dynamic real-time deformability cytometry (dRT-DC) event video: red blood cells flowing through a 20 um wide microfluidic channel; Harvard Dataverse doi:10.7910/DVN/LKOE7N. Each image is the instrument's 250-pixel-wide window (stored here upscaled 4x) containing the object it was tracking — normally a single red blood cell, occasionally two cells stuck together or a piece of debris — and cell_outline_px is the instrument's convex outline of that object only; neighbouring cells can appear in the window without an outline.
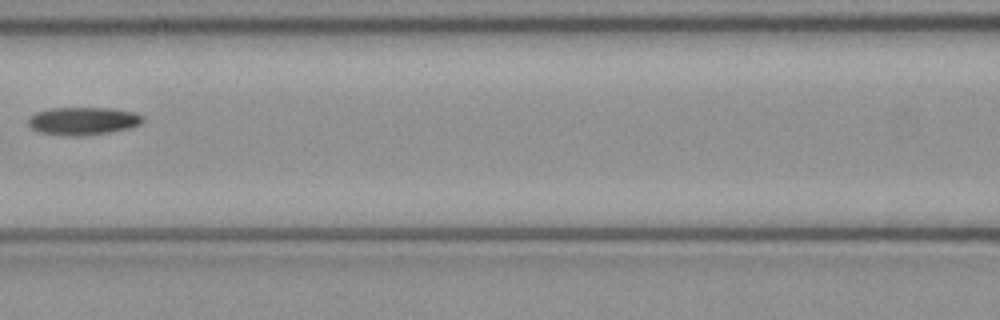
{"species": "common noctule bat (a hibernating species)", "species_latin": "Nyctalus noctula", "temperature_condition": "cold", "stored_images_in_passage": 5, "camera_frame_rate_fps": 3000, "um_per_image_px": 0.085, "animal": {"sex": "female", "body_mass_g": 21.9}, "frame": {"image": 1, "passage_image": 5, "time_ms": 1.333, "image_size_px": [1000, 320], "cell_outline_px": [[144, 120], [140, 124], [128, 128], [108, 132], [80, 136], [64, 136], [40, 132], [32, 128], [28, 124], [28, 120], [36, 112], [52, 108], [112, 108], [136, 112], [144, 116]], "centroid_in_image_um": [7.08, 10.28], "position_along_channel_um": 159.5, "area_um2": 18.55}}